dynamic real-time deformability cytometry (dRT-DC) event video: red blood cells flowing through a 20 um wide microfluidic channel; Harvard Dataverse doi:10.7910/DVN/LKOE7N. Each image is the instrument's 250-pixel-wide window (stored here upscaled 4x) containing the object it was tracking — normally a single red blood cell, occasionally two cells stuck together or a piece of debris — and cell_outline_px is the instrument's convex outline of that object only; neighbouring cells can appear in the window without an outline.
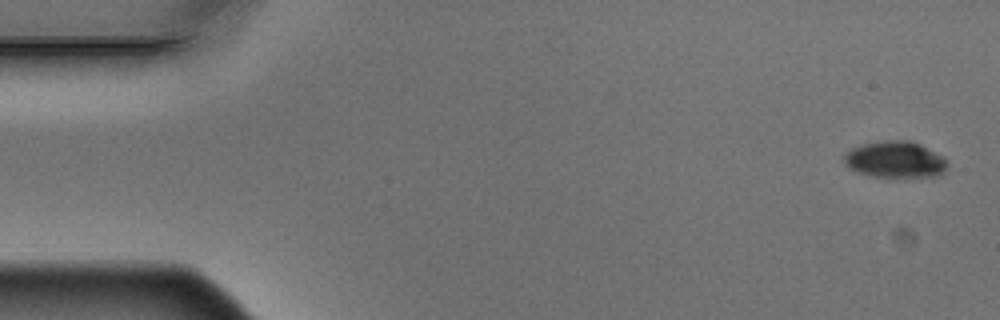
{"species": "Egyptian fruit bat (a non-hibernating species)", "species_latin": "Rousettus aegyptiacus", "temperature_condition": "warm", "stored_images_in_passage": 5, "camera_frame_rate_fps": 3000, "um_per_image_px": 0.085, "animal": {"sex": "male"}, "frame": {"image": 1, "passage_image": 1, "time_ms": 0.0, "image_size_px": [1000, 320], "cell_outline_px": [[944, 168], [940, 176], [872, 176], [848, 168], [844, 160], [844, 156], [852, 148], [860, 144], [884, 140], [912, 140], [944, 156]], "centroid_in_image_um": [76.07, 13.53], "position_along_channel_um": 8.9, "area_um2": 21.62}}
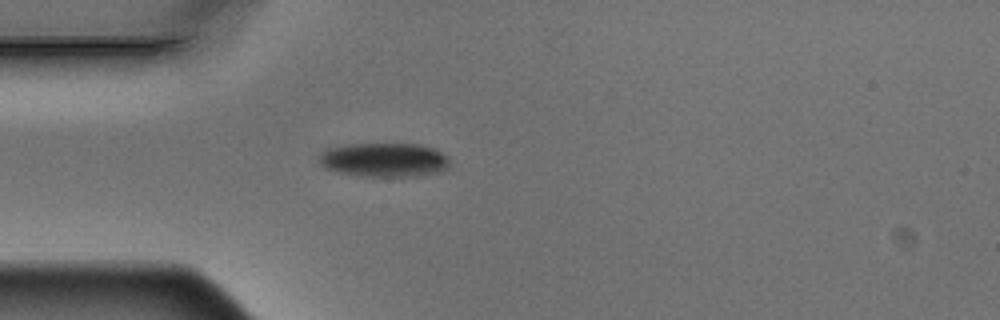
{"frame": {"image": 2, "passage_image": 5, "time_ms": 1.333, "image_size_px": [1000, 320], "cell_outline_px": [[448, 168], [440, 172], [416, 176], [364, 176], [340, 172], [324, 168], [320, 164], [320, 152], [328, 148], [344, 144], [420, 144], [432, 148], [448, 156]], "centroid_in_image_um": [32.65, 13.58], "position_along_channel_um": 52.4, "area_um2": 25.89}}